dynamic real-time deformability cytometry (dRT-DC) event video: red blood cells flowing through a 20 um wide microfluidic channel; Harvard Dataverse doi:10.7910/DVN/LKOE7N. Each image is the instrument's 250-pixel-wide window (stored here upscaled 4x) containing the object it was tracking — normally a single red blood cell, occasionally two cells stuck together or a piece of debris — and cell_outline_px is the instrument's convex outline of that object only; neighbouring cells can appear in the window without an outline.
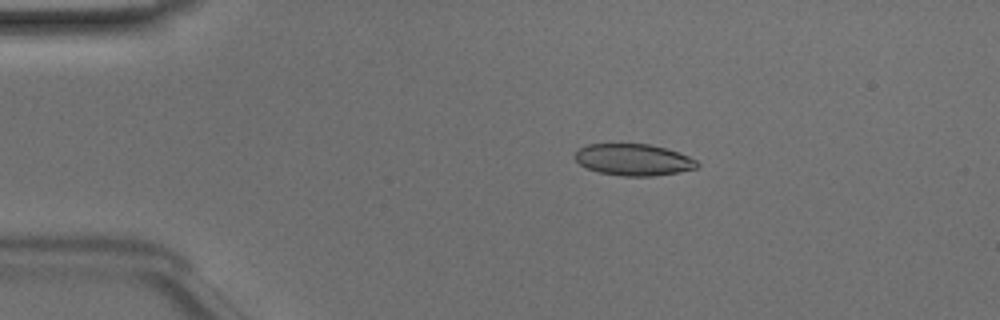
{"species": "Egyptian fruit bat (a non-hibernating species)", "species_latin": "Rousettus aegyptiacus", "temperature_condition": "room temperature", "stored_images_in_passage": 41, "camera_frame_rate_fps": 3000, "um_per_image_px": 0.085, "animal": {"sex": "male"}, "frame": {"image": 1, "passage_image": 8, "time_ms": 2.333, "image_size_px": [1000, 320], "cell_outline_px": [[700, 164], [696, 168], [676, 172], [652, 176], [620, 176], [600, 172], [588, 168], [580, 164], [572, 156], [580, 148], [588, 144], [652, 144], [688, 156], [696, 160]], "centroid_in_image_um": [53.82, 13.57], "position_along_channel_um": 31.2, "area_um2": 22.31}}
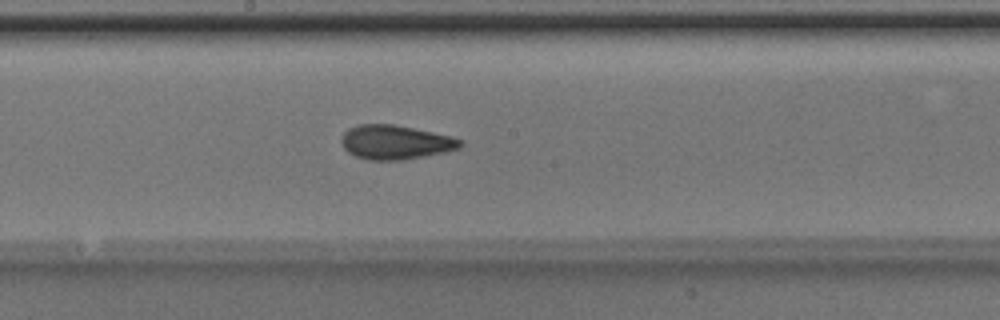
{"frame": {"image": 2, "passage_image": 25, "time_ms": 8.0, "image_size_px": [1000, 320], "cell_outline_px": [[464, 144], [460, 148], [444, 152], [404, 160], [368, 160], [356, 156], [348, 152], [344, 148], [340, 140], [344, 132], [348, 128], [356, 124], [392, 124], [452, 136], [464, 140]], "centroid_in_image_um": [33.61, 12.09], "position_along_channel_um": 214.6, "area_um2": 23.81}}
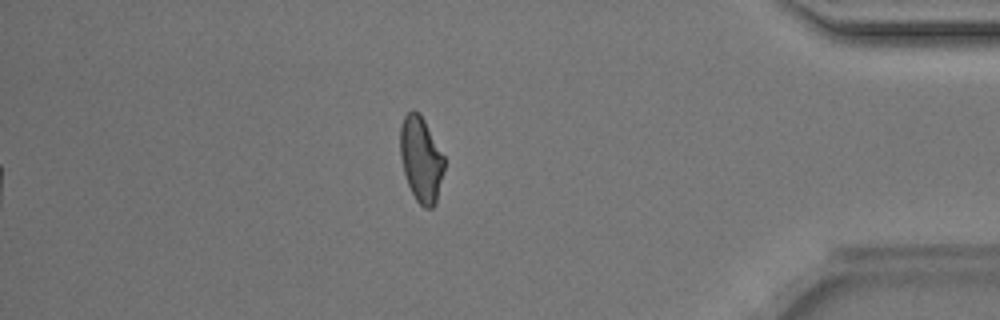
{"frame": {"image": 3, "passage_image": 41, "time_ms": 13.333, "image_size_px": [1000, 320], "cell_outline_px": [[444, 168], [436, 204], [432, 208], [424, 208], [416, 200], [408, 184], [404, 172], [400, 156], [400, 124], [404, 116], [412, 108], [420, 112], [444, 156]], "centroid_in_image_um": [35.78, 13.51], "position_along_channel_um": 399.4, "area_um2": 21.96}, "authors_computed_cell_mechanics": {"area_um2": 22.8888, "velocity_mm_per_s": 4.1277, "shape_relaxation_time_tau1_ms": 10.871, "shape_relaxation_time_tau2_ms": 1.5197, "deformation_change_tau1": 0.2084, "deformation_change_tau2": 0.0786}}